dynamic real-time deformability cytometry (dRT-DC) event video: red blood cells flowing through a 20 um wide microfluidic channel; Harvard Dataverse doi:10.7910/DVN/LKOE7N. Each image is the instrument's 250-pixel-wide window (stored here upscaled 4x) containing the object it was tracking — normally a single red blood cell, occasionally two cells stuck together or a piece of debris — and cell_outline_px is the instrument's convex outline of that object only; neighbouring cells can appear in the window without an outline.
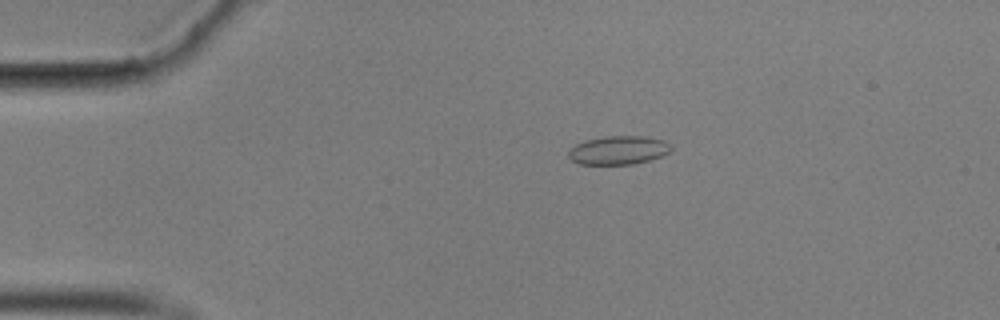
{"species": "common noctule bat (a hibernating species)", "species_latin": "Nyctalus noctula", "temperature_condition": "cold", "stored_images_in_passage": 46, "camera_frame_rate_fps": 3000, "um_per_image_px": 0.085, "animal": {"sex": "male", "body_mass_g": 17.9}, "frame": {"image": 1, "passage_image": 1, "time_ms": 0.0, "image_size_px": [1000, 320], "cell_outline_px": [[672, 148], [668, 152], [660, 156], [648, 160], [632, 164], [580, 164], [572, 160], [568, 156], [568, 152], [576, 144], [584, 140], [604, 136], [640, 136], [664, 140]], "centroid_in_image_um": [52.53, 12.76], "position_along_channel_um": 32.5, "area_um2": 16.88}}
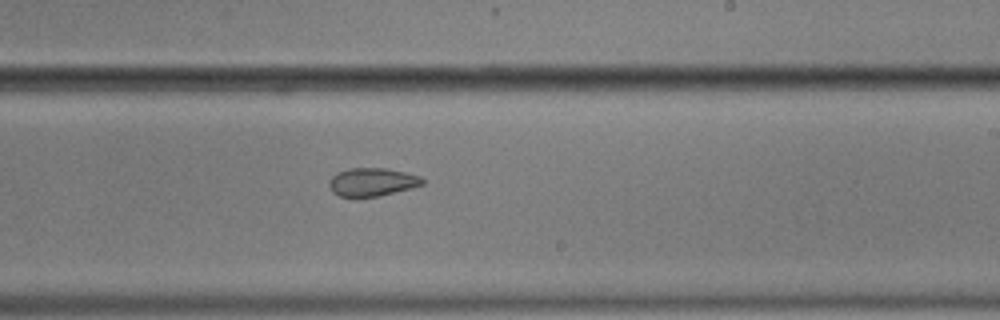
{"frame": {"image": 2, "passage_image": 24, "time_ms": 7.667, "image_size_px": [1000, 320], "cell_outline_px": [[424, 184], [412, 188], [380, 196], [340, 196], [332, 192], [328, 184], [332, 176], [336, 172], [348, 168], [388, 168], [420, 176], [424, 180]], "centroid_in_image_um": [31.63, 15.46], "position_along_channel_um": 257.4, "area_um2": 15.37}}
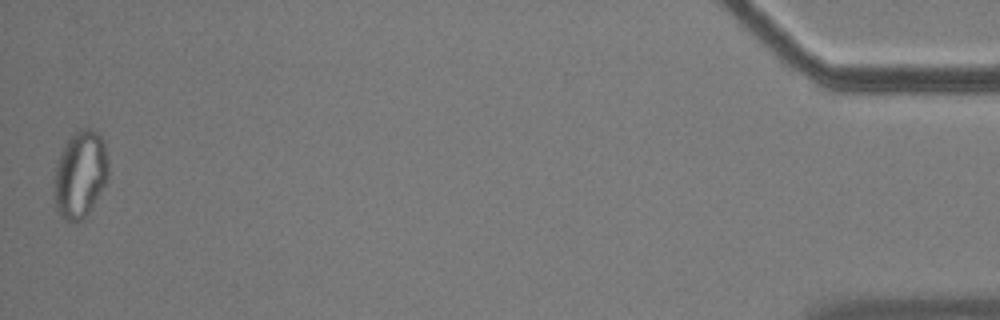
{"frame": {"image": 3, "passage_image": 46, "time_ms": 15.0, "image_size_px": [1000, 320], "cell_outline_px": [[108, 176], [104, 184], [84, 220], [76, 224], [64, 220], [60, 216], [56, 208], [52, 188], [56, 164], [60, 152], [68, 140], [80, 128], [88, 128], [96, 132], [104, 140], [108, 160]], "centroid_in_image_um": [6.79, 14.86], "position_along_channel_um": 428.4, "area_um2": 27.8}, "authors_computed_cell_mechanics": {"area_um2": 16.7042, "velocity_mm_per_s": 3.532, "shape_relaxation_time_tau1_ms": null, "shape_relaxation_time_tau2_ms": 2.2626, "deformation_change_tau1": null, "deformation_change_tau2": 0.0638}}